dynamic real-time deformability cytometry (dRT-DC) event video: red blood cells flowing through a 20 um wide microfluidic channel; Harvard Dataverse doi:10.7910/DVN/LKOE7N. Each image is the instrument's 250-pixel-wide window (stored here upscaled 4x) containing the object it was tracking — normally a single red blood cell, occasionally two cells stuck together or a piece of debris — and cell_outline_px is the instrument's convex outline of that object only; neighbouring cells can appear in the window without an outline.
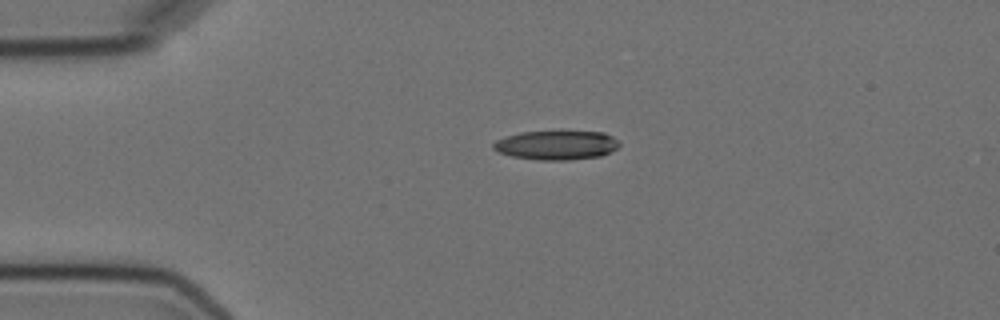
{"species": "Egyptian fruit bat (a non-hibernating species)", "species_latin": "Rousettus aegyptiacus", "temperature_condition": "cold", "stored_images_in_passage": 2, "camera_frame_rate_fps": 3000, "um_per_image_px": 0.085, "animal": {"sex": "female"}, "frame": {"image": 1, "passage_image": 1, "time_ms": 0.0, "image_size_px": [1000, 320], "cell_outline_px": [[620, 144], [612, 152], [600, 156], [568, 160], [536, 160], [512, 156], [496, 152], [492, 148], [492, 144], [496, 140], [504, 136], [520, 132], [560, 128], [604, 132], [620, 140]], "centroid_in_image_um": [47.3, 12.28], "position_along_channel_um": 37.7, "area_um2": 22.77}}